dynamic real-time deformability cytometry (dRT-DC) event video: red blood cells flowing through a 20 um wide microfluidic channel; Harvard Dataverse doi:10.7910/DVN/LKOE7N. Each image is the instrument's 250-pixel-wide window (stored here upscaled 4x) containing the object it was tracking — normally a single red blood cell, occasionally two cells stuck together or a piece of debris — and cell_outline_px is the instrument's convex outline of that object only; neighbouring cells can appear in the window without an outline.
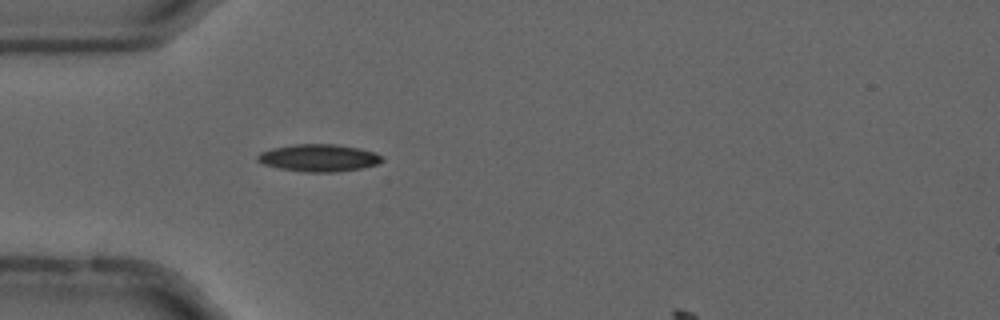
{"species": "common noctule bat (a hibernating species)", "species_latin": "Nyctalus noctula", "temperature_condition": "cold", "stored_images_in_passage": 27, "camera_frame_rate_fps": 3000, "um_per_image_px": 0.085, "animal": {"sex": "male", "forearm_length_mm": 52.5}, "frame": {"image": 1, "passage_image": 1, "time_ms": 0.0, "image_size_px": [1000, 320], "cell_outline_px": [[384, 160], [376, 164], [360, 168], [336, 172], [304, 172], [280, 168], [264, 164], [256, 160], [256, 156], [260, 152], [272, 148], [292, 144], [336, 144], [360, 148], [376, 152], [384, 156]], "centroid_in_image_um": [27.11, 13.41], "position_along_channel_um": 57.9, "area_um2": 19.94}}
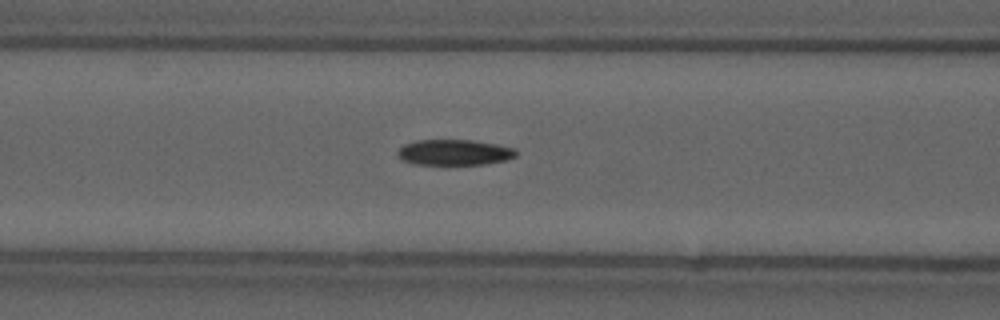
{"frame": {"image": 2, "passage_image": 7, "time_ms": 2.0, "image_size_px": [1000, 320], "cell_outline_px": [[516, 156], [508, 160], [484, 164], [412, 164], [404, 160], [396, 152], [404, 144], [416, 140], [472, 140], [496, 144], [516, 148]], "centroid_in_image_um": [38.65, 12.95], "position_along_channel_um": 128.0, "area_um2": 17.69}}
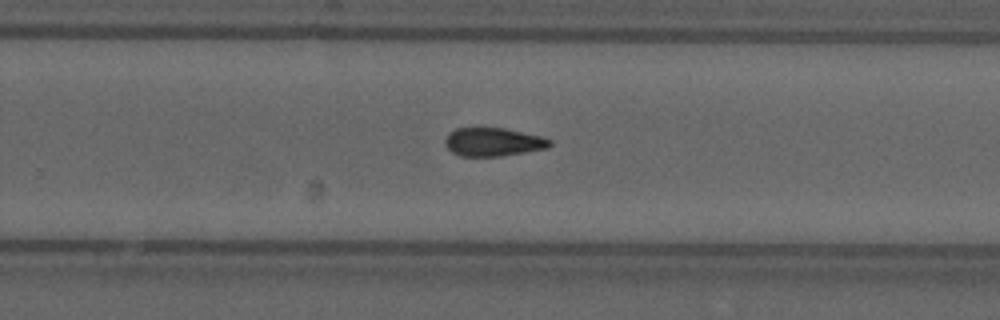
{"frame": {"image": 3, "passage_image": 20, "time_ms": 6.333, "image_size_px": [1000, 320], "cell_outline_px": [[552, 144], [548, 148], [500, 156], [460, 156], [452, 152], [444, 144], [444, 140], [456, 128], [504, 128], [540, 136], [552, 140]], "centroid_in_image_um": [41.93, 12.07], "position_along_channel_um": 287.9, "area_um2": 17.17}, "authors_computed_cell_mechanics": {"area_um2": 18.3226, "velocity_mm_per_s": 3.6966, "shape_relaxation_time_tau1_ms": 7.4441, "shape_relaxation_time_tau2_ms": 3.7307, "deformation_change_tau1": 0.1659, "deformation_change_tau2": 0.1154}}